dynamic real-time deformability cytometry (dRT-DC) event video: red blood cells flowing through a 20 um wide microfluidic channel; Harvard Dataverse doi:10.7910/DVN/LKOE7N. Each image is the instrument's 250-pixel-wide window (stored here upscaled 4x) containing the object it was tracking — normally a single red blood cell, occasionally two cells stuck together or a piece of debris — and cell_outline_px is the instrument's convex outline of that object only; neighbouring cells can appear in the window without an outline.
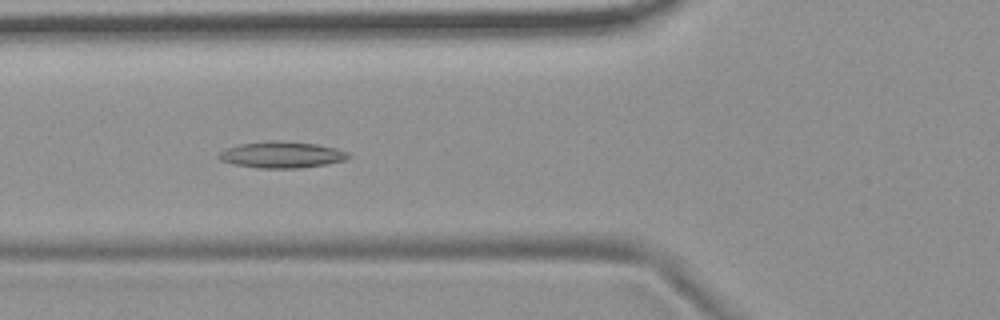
{"species": "common noctule bat (a hibernating species)", "species_latin": "Nyctalus noctula", "temperature_condition": "room temperature", "stored_images_in_passage": 55, "camera_frame_rate_fps": 3000, "um_per_image_px": 0.085, "animal": {"sex": "female", "body_mass_g": 19.9}, "frame": {"image": 1, "passage_image": 21, "time_ms": 6.667, "image_size_px": [1000, 320], "cell_outline_px": [[352, 156], [344, 160], [324, 164], [300, 168], [260, 168], [232, 164], [220, 160], [216, 156], [224, 148], [240, 144], [272, 140], [280, 140], [316, 144], [336, 148], [348, 152]], "centroid_in_image_um": [23.91, 13.15], "position_along_channel_um": 101.9, "area_um2": 20.0}}
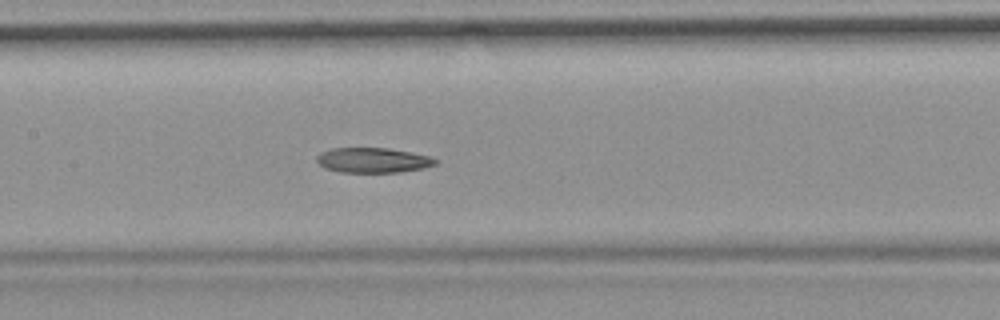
{"frame": {"image": 2, "passage_image": 27, "time_ms": 8.667, "image_size_px": [1000, 320], "cell_outline_px": [[440, 160], [436, 164], [424, 168], [400, 172], [340, 172], [324, 168], [316, 160], [316, 156], [320, 152], [332, 148], [388, 148], [412, 152], [432, 156]], "centroid_in_image_um": [31.73, 13.61], "position_along_channel_um": 175.7, "area_um2": 17.51}}
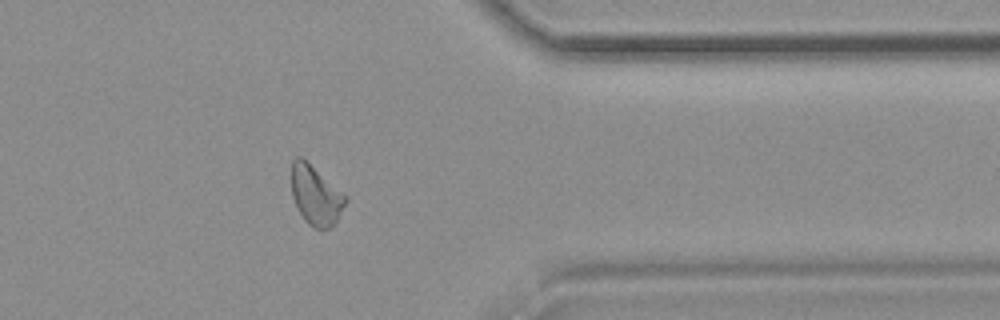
{"frame": {"image": 3, "passage_image": 45, "time_ms": 14.667, "image_size_px": [1000, 320], "cell_outline_px": [[348, 200], [336, 220], [328, 228], [320, 232], [312, 228], [304, 220], [296, 208], [292, 196], [292, 160], [296, 156], [300, 156], [348, 196]], "centroid_in_image_um": [26.83, 16.64], "position_along_channel_um": 384.6, "area_um2": 18.79}}